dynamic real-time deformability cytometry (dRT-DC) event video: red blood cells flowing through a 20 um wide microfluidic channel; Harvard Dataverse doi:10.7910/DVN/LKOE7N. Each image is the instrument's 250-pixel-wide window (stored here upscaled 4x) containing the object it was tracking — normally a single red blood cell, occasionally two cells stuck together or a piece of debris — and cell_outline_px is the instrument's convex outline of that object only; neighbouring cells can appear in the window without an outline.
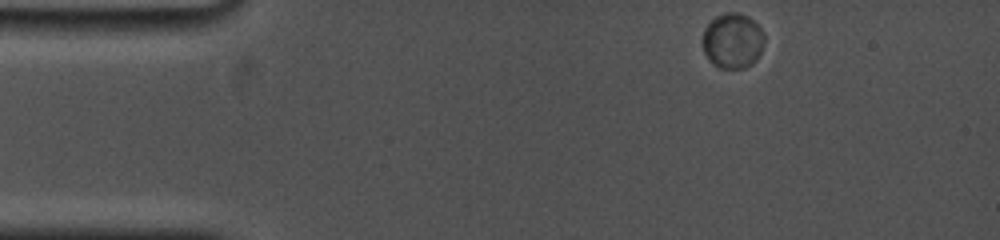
{"species": "common noctule bat (a hibernating species)", "species_latin": "Nyctalus noctula", "temperature_condition": "cold", "stored_images_in_passage": 88, "camera_frame_rate_fps": 5000, "um_per_image_px": 0.085, "animal": {"sex": "female", "body_mass_g": 19.0, "forearm_length_mm": 53.3}, "frame": {"image": 1, "passage_image": 1, "time_ms": 0.0, "image_size_px": [1000, 240], "cell_outline_px": [[764, 40], [760, 52], [756, 60], [752, 64], [744, 68], [720, 68], [712, 64], [704, 52], [704, 28], [716, 16], [724, 12], [740, 12], [748, 16], [760, 28], [764, 36]], "centroid_in_image_um": [62.28, 3.46], "position_along_channel_um": 22.7, "area_um2": 19.77}}
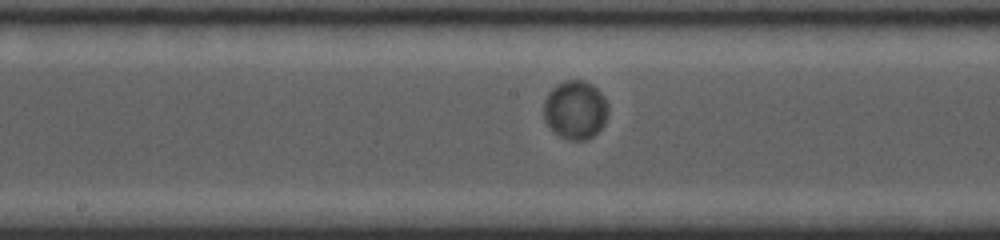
{"frame": {"image": 2, "passage_image": 34, "time_ms": 6.8, "image_size_px": [1000, 240], "cell_outline_px": [[608, 112], [604, 124], [592, 136], [584, 140], [568, 140], [560, 136], [548, 128], [544, 120], [544, 100], [548, 92], [556, 84], [564, 80], [584, 80], [592, 84], [604, 96], [608, 104]], "centroid_in_image_um": [48.88, 9.33], "position_along_channel_um": 199.3, "area_um2": 22.25}}
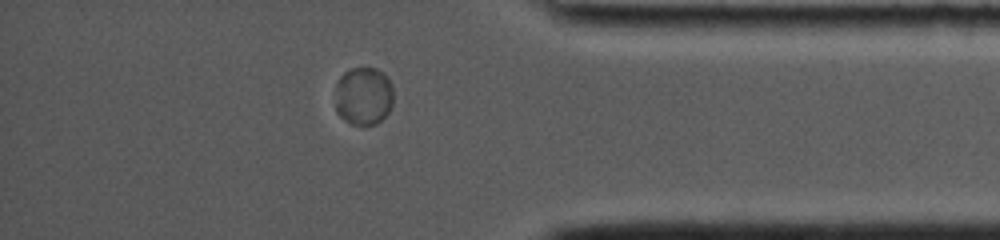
{"frame": {"image": 3, "passage_image": 75, "time_ms": 12.6, "image_size_px": [1000, 240], "cell_outline_px": [[392, 104], [388, 112], [376, 124], [352, 124], [344, 120], [336, 112], [336, 84], [340, 76], [344, 72], [352, 68], [376, 68], [384, 72], [388, 76], [392, 84]], "centroid_in_image_um": [30.9, 8.14], "position_along_channel_um": 404.3, "area_um2": 19.83}, "authors_computed_cell_mechanics": {"area_um2": 20.2878, "velocity_mm_per_s": 3.644, "shape_relaxation_time_tau1_ms": 1.3455, "shape_relaxation_time_tau2_ms": null, "deformation_change_tau1": 0.0086, "deformation_change_tau2": null}}